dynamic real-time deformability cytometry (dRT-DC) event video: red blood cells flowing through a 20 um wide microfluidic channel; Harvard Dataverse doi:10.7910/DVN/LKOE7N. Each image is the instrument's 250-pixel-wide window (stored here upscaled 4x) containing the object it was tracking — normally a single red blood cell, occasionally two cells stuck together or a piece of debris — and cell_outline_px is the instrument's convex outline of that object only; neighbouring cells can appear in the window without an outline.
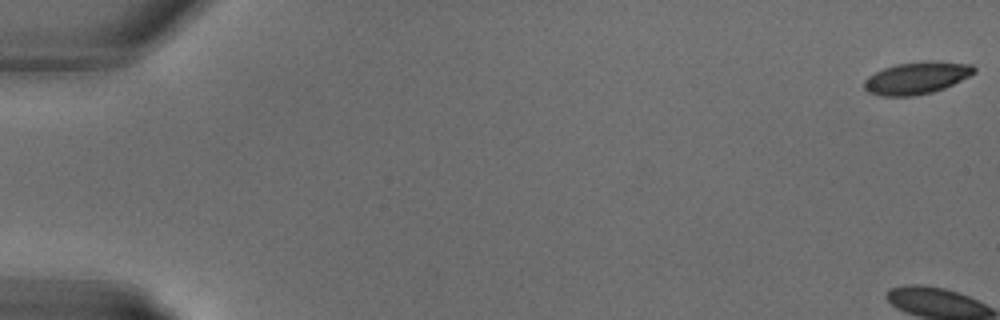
{"species": "common noctule bat (a hibernating species)", "species_latin": "Nyctalus noctula", "temperature_condition": "warm", "stored_images_in_passage": 20, "camera_frame_rate_fps": 3000, "um_per_image_px": 0.085, "animal": {"sex": "male", "body_mass_g": 18.8}, "frame": {"image": 1, "passage_image": 1, "time_ms": 0.0, "image_size_px": [1000, 320], "cell_outline_px": [[976, 72], [944, 88], [932, 92], [912, 96], [880, 96], [868, 92], [864, 88], [864, 80], [868, 76], [884, 68], [896, 64], [924, 60], [972, 64], [976, 68]], "centroid_in_image_um": [77.9, 6.62], "position_along_channel_um": 7.1, "area_um2": 20.58}}
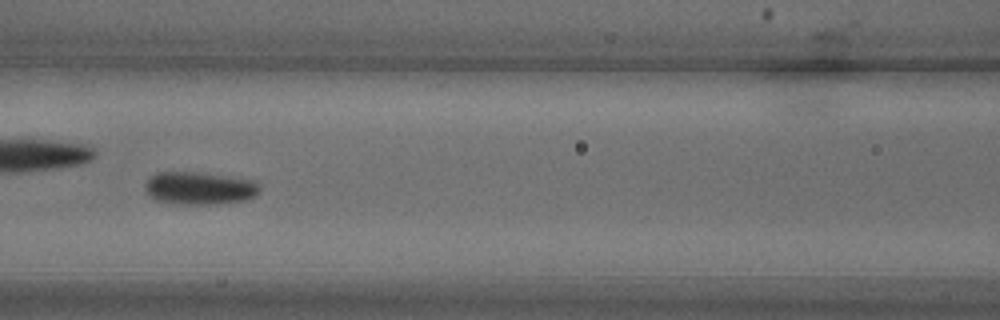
{"frame": {"image": 2, "passage_image": 15, "time_ms": 4.667, "image_size_px": [1000, 320], "cell_outline_px": [[260, 192], [256, 196], [248, 200], [216, 204], [172, 204], [156, 200], [148, 196], [144, 192], [144, 184], [148, 176], [156, 172], [204, 172], [256, 180], [260, 184]], "centroid_in_image_um": [16.95, 15.99], "position_along_channel_um": 149.7, "area_um2": 22.72}}
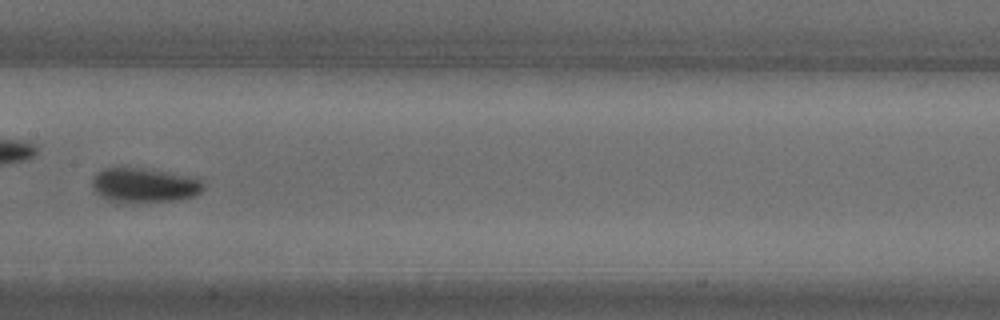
{"frame": {"image": 3, "passage_image": 17, "time_ms": 5.333, "image_size_px": [1000, 320], "cell_outline_px": [[204, 188], [196, 196], [176, 200], [136, 204], [116, 204], [100, 196], [92, 188], [92, 176], [96, 172], [104, 168], [144, 168], [200, 176], [204, 184]], "centroid_in_image_um": [12.29, 15.76], "position_along_channel_um": 195.1, "area_um2": 23.58}}